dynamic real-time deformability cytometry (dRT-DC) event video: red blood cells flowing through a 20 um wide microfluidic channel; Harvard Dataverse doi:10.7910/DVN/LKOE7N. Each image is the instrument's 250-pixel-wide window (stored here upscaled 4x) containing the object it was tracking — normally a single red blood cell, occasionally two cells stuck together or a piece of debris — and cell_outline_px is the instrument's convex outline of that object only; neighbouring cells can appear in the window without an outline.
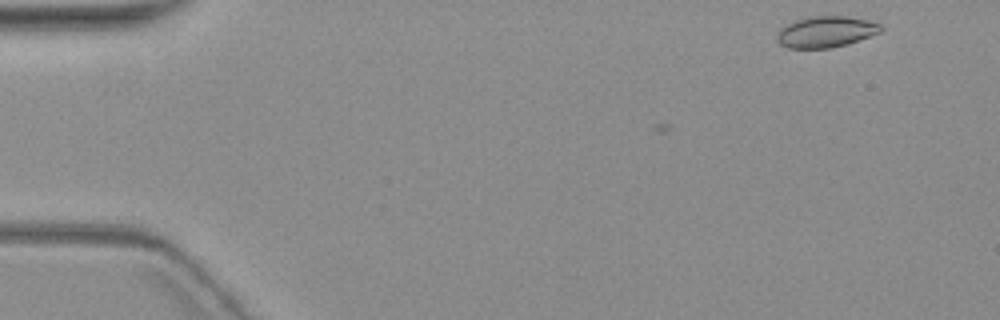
{"species": "common noctule bat (a hibernating species)", "species_latin": "Nyctalus noctula", "temperature_condition": "warm", "stored_images_in_passage": 2, "camera_frame_rate_fps": 3000, "um_per_image_px": 0.085, "animal": {"sex": "female", "body_mass_g": 19.3, "forearm_length_mm": 54.1}, "frame": {"image": 1, "passage_image": 2, "time_ms": 5.667, "image_size_px": [1000, 320], "cell_outline_px": [[884, 28], [880, 32], [848, 44], [828, 48], [788, 48], [780, 44], [776, 40], [776, 36], [780, 28], [796, 20], [808, 16], [848, 16], [872, 20], [880, 24]], "centroid_in_image_um": [70.21, 2.69], "position_along_channel_um": 14.8, "area_um2": 19.02}}